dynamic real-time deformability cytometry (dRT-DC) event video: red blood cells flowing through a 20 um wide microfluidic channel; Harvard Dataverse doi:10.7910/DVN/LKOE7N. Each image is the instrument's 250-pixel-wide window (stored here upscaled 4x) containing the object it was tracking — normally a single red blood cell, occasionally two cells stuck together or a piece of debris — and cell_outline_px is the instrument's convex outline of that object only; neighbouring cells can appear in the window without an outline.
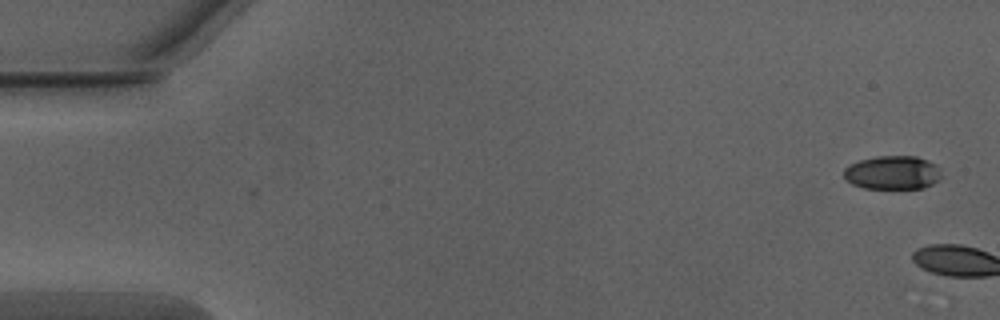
{"species": "Egyptian fruit bat (a non-hibernating species)", "species_latin": "Rousettus aegyptiacus", "temperature_condition": "warm", "stored_images_in_passage": 2, "camera_frame_rate_fps": 3000, "um_per_image_px": 0.085, "animal": {"sex": "male"}, "frame": {"image": 1, "passage_image": 1, "time_ms": 0.0, "image_size_px": [1000, 320], "cell_outline_px": [[944, 176], [940, 180], [924, 188], [864, 188], [852, 184], [844, 176], [844, 168], [848, 164], [860, 160], [876, 156], [916, 156], [928, 160], [936, 164], [940, 168]], "centroid_in_image_um": [75.92, 14.66], "position_along_channel_um": 9.1, "area_um2": 19.42}}